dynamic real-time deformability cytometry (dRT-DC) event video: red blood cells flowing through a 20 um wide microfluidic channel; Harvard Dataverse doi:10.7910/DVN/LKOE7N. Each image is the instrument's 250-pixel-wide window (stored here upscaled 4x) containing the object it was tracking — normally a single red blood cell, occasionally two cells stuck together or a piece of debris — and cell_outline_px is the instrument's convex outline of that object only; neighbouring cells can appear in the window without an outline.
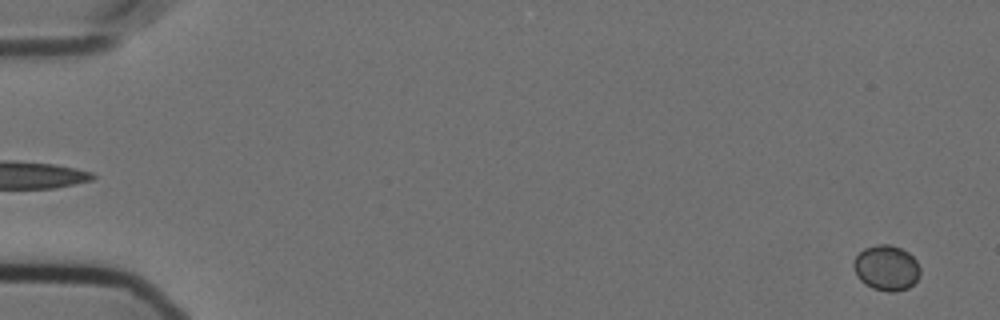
{"species": "Egyptian fruit bat (a non-hibernating species)", "species_latin": "Rousettus aegyptiacus", "temperature_condition": "cold", "stored_images_in_passage": 9, "camera_frame_rate_fps": 3000, "um_per_image_px": 0.085, "animal": {"sex": "female"}, "frame": {"image": 1, "passage_image": 3, "time_ms": 0.667, "image_size_px": [1000, 320], "cell_outline_px": [[920, 276], [908, 288], [892, 292], [888, 292], [872, 288], [864, 284], [856, 276], [852, 264], [856, 256], [864, 248], [876, 244], [888, 244], [900, 248], [908, 252], [916, 260], [920, 268]], "centroid_in_image_um": [75.33, 22.77], "position_along_channel_um": 9.7, "area_um2": 17.69}}